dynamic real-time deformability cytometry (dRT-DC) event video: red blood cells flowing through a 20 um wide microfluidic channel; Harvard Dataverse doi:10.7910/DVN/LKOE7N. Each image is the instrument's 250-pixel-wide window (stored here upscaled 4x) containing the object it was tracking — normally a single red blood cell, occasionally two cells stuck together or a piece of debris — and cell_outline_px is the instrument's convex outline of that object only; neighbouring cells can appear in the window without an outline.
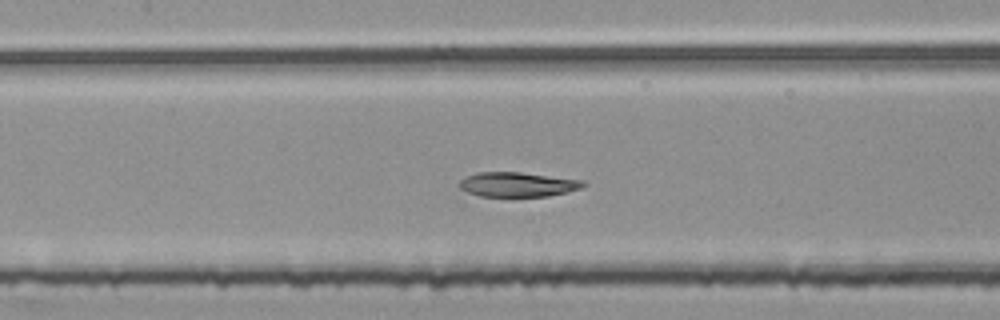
{"species": "common noctule bat (a hibernating species)", "species_latin": "Nyctalus noctula", "temperature_condition": "room temperature", "stored_images_in_passage": 52, "segment_of_instrument_passage": [2, 2], "camera_frame_rate_fps": 3000, "um_per_image_px": 0.085, "animal": {"sex": "female", "body_mass_g": 25.1}, "frame": {"image": 1, "passage_image": 25, "time_ms": 8.0, "image_size_px": [1000, 320], "cell_outline_px": [[588, 184], [580, 188], [568, 192], [548, 196], [480, 196], [468, 192], [460, 188], [460, 180], [476, 172], [520, 172], [584, 180]], "centroid_in_image_um": [44.04, 15.67], "position_along_channel_um": 163.4, "area_um2": 17.69}}
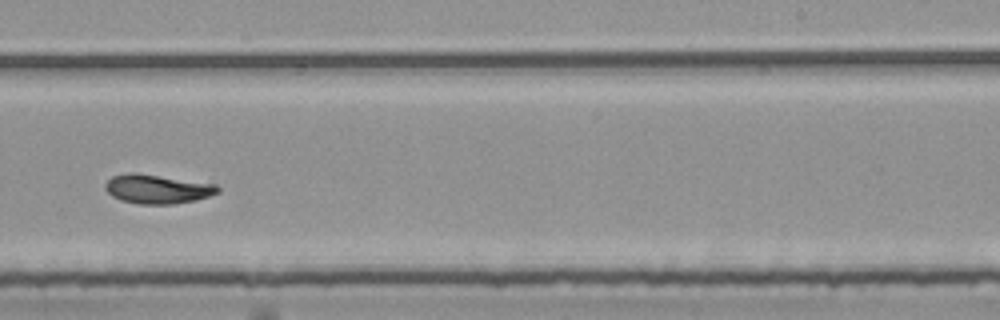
{"frame": {"image": 2, "passage_image": 34, "time_ms": 11.0, "image_size_px": [1000, 320], "cell_outline_px": [[220, 192], [196, 200], [172, 204], [140, 204], [120, 200], [112, 196], [104, 188], [104, 184], [112, 176], [128, 172], [132, 172], [216, 184], [220, 188]], "centroid_in_image_um": [13.35, 16.07], "position_along_channel_um": 275.6, "area_um2": 19.02}}
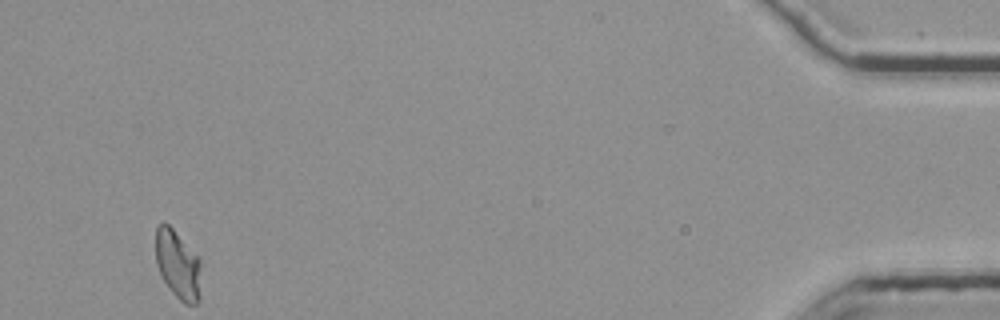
{"frame": {"image": 3, "passage_image": 52, "time_ms": 17.0, "image_size_px": [1000, 320], "cell_outline_px": [[200, 300], [196, 304], [184, 304], [168, 288], [160, 276], [156, 264], [156, 228], [160, 224], [168, 224], [172, 228], [200, 260]], "centroid_in_image_um": [15.11, 22.55], "position_along_channel_um": 420.1, "area_um2": 18.03}}